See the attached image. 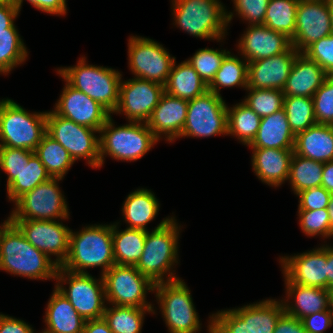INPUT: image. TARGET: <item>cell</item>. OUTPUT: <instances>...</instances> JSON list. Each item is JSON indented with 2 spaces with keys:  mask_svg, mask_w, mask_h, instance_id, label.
Wrapping results in <instances>:
<instances>
[{
  "mask_svg": "<svg viewBox=\"0 0 333 333\" xmlns=\"http://www.w3.org/2000/svg\"><path fill=\"white\" fill-rule=\"evenodd\" d=\"M58 265L8 220L0 229V270L30 279H55Z\"/></svg>",
  "mask_w": 333,
  "mask_h": 333,
  "instance_id": "1",
  "label": "cell"
},
{
  "mask_svg": "<svg viewBox=\"0 0 333 333\" xmlns=\"http://www.w3.org/2000/svg\"><path fill=\"white\" fill-rule=\"evenodd\" d=\"M113 265L112 224L90 225L82 231L70 232L69 254L61 266L74 273H88L87 268L101 267L103 275Z\"/></svg>",
  "mask_w": 333,
  "mask_h": 333,
  "instance_id": "2",
  "label": "cell"
},
{
  "mask_svg": "<svg viewBox=\"0 0 333 333\" xmlns=\"http://www.w3.org/2000/svg\"><path fill=\"white\" fill-rule=\"evenodd\" d=\"M179 231L174 217L162 220L152 232L146 231L144 250L135 267L154 284L179 279L170 270L178 263Z\"/></svg>",
  "mask_w": 333,
  "mask_h": 333,
  "instance_id": "3",
  "label": "cell"
},
{
  "mask_svg": "<svg viewBox=\"0 0 333 333\" xmlns=\"http://www.w3.org/2000/svg\"><path fill=\"white\" fill-rule=\"evenodd\" d=\"M177 26L195 37L220 41L225 36L232 12L219 0H172Z\"/></svg>",
  "mask_w": 333,
  "mask_h": 333,
  "instance_id": "4",
  "label": "cell"
},
{
  "mask_svg": "<svg viewBox=\"0 0 333 333\" xmlns=\"http://www.w3.org/2000/svg\"><path fill=\"white\" fill-rule=\"evenodd\" d=\"M84 58H80L77 65L58 69L57 72L70 86L82 91L113 114L119 101L122 75L112 68L88 65Z\"/></svg>",
  "mask_w": 333,
  "mask_h": 333,
  "instance_id": "5",
  "label": "cell"
},
{
  "mask_svg": "<svg viewBox=\"0 0 333 333\" xmlns=\"http://www.w3.org/2000/svg\"><path fill=\"white\" fill-rule=\"evenodd\" d=\"M110 116L100 130V167L104 156L109 155L121 161H136L142 158L158 139L146 123L130 122L114 127Z\"/></svg>",
  "mask_w": 333,
  "mask_h": 333,
  "instance_id": "6",
  "label": "cell"
},
{
  "mask_svg": "<svg viewBox=\"0 0 333 333\" xmlns=\"http://www.w3.org/2000/svg\"><path fill=\"white\" fill-rule=\"evenodd\" d=\"M47 112L29 113L11 99L0 101V146L35 151L46 133Z\"/></svg>",
  "mask_w": 333,
  "mask_h": 333,
  "instance_id": "7",
  "label": "cell"
},
{
  "mask_svg": "<svg viewBox=\"0 0 333 333\" xmlns=\"http://www.w3.org/2000/svg\"><path fill=\"white\" fill-rule=\"evenodd\" d=\"M57 290L73 305L85 320L103 318L105 311V286L103 276L94 279L89 273H74L58 267L56 278ZM69 284L66 289L60 283ZM60 284V285H59Z\"/></svg>",
  "mask_w": 333,
  "mask_h": 333,
  "instance_id": "8",
  "label": "cell"
},
{
  "mask_svg": "<svg viewBox=\"0 0 333 333\" xmlns=\"http://www.w3.org/2000/svg\"><path fill=\"white\" fill-rule=\"evenodd\" d=\"M154 290L170 333H196L200 321L189 288L181 279L156 283Z\"/></svg>",
  "mask_w": 333,
  "mask_h": 333,
  "instance_id": "9",
  "label": "cell"
},
{
  "mask_svg": "<svg viewBox=\"0 0 333 333\" xmlns=\"http://www.w3.org/2000/svg\"><path fill=\"white\" fill-rule=\"evenodd\" d=\"M99 131L79 125L72 120L47 112L46 133L60 143L76 161L87 159L93 168L100 167V139L94 133Z\"/></svg>",
  "mask_w": 333,
  "mask_h": 333,
  "instance_id": "10",
  "label": "cell"
},
{
  "mask_svg": "<svg viewBox=\"0 0 333 333\" xmlns=\"http://www.w3.org/2000/svg\"><path fill=\"white\" fill-rule=\"evenodd\" d=\"M105 298L115 306L154 308L146 301L155 284L135 266L113 265L103 275Z\"/></svg>",
  "mask_w": 333,
  "mask_h": 333,
  "instance_id": "11",
  "label": "cell"
},
{
  "mask_svg": "<svg viewBox=\"0 0 333 333\" xmlns=\"http://www.w3.org/2000/svg\"><path fill=\"white\" fill-rule=\"evenodd\" d=\"M51 178L39 184L33 190L24 193L15 201V210L9 220H56L68 219L69 211L66 199L61 193L58 181Z\"/></svg>",
  "mask_w": 333,
  "mask_h": 333,
  "instance_id": "12",
  "label": "cell"
},
{
  "mask_svg": "<svg viewBox=\"0 0 333 333\" xmlns=\"http://www.w3.org/2000/svg\"><path fill=\"white\" fill-rule=\"evenodd\" d=\"M227 105L222 96L207 90L188 101L186 122L181 137H209L228 135Z\"/></svg>",
  "mask_w": 333,
  "mask_h": 333,
  "instance_id": "13",
  "label": "cell"
},
{
  "mask_svg": "<svg viewBox=\"0 0 333 333\" xmlns=\"http://www.w3.org/2000/svg\"><path fill=\"white\" fill-rule=\"evenodd\" d=\"M128 41L129 67L135 77L165 85L175 57L152 39L132 36Z\"/></svg>",
  "mask_w": 333,
  "mask_h": 333,
  "instance_id": "14",
  "label": "cell"
},
{
  "mask_svg": "<svg viewBox=\"0 0 333 333\" xmlns=\"http://www.w3.org/2000/svg\"><path fill=\"white\" fill-rule=\"evenodd\" d=\"M165 92L164 85L141 78L121 80L119 101L113 113H123L129 122L146 123Z\"/></svg>",
  "mask_w": 333,
  "mask_h": 333,
  "instance_id": "15",
  "label": "cell"
},
{
  "mask_svg": "<svg viewBox=\"0 0 333 333\" xmlns=\"http://www.w3.org/2000/svg\"><path fill=\"white\" fill-rule=\"evenodd\" d=\"M31 245L48 257L56 256L55 263L61 267L69 254L71 230L56 220H10Z\"/></svg>",
  "mask_w": 333,
  "mask_h": 333,
  "instance_id": "16",
  "label": "cell"
},
{
  "mask_svg": "<svg viewBox=\"0 0 333 333\" xmlns=\"http://www.w3.org/2000/svg\"><path fill=\"white\" fill-rule=\"evenodd\" d=\"M331 33L327 0H299L292 46L302 53L309 45Z\"/></svg>",
  "mask_w": 333,
  "mask_h": 333,
  "instance_id": "17",
  "label": "cell"
},
{
  "mask_svg": "<svg viewBox=\"0 0 333 333\" xmlns=\"http://www.w3.org/2000/svg\"><path fill=\"white\" fill-rule=\"evenodd\" d=\"M53 110L57 115L100 132L111 114L98 102L67 82Z\"/></svg>",
  "mask_w": 333,
  "mask_h": 333,
  "instance_id": "18",
  "label": "cell"
},
{
  "mask_svg": "<svg viewBox=\"0 0 333 333\" xmlns=\"http://www.w3.org/2000/svg\"><path fill=\"white\" fill-rule=\"evenodd\" d=\"M280 259L284 276L290 282L327 289V245Z\"/></svg>",
  "mask_w": 333,
  "mask_h": 333,
  "instance_id": "19",
  "label": "cell"
},
{
  "mask_svg": "<svg viewBox=\"0 0 333 333\" xmlns=\"http://www.w3.org/2000/svg\"><path fill=\"white\" fill-rule=\"evenodd\" d=\"M299 54L291 46L281 54L249 62L247 89L283 90L295 58Z\"/></svg>",
  "mask_w": 333,
  "mask_h": 333,
  "instance_id": "20",
  "label": "cell"
},
{
  "mask_svg": "<svg viewBox=\"0 0 333 333\" xmlns=\"http://www.w3.org/2000/svg\"><path fill=\"white\" fill-rule=\"evenodd\" d=\"M238 44L244 60L248 63L281 54L292 46L291 39L285 34L263 24L248 25Z\"/></svg>",
  "mask_w": 333,
  "mask_h": 333,
  "instance_id": "21",
  "label": "cell"
},
{
  "mask_svg": "<svg viewBox=\"0 0 333 333\" xmlns=\"http://www.w3.org/2000/svg\"><path fill=\"white\" fill-rule=\"evenodd\" d=\"M187 112L188 101L164 92L146 124L158 140L165 134L172 142L181 135Z\"/></svg>",
  "mask_w": 333,
  "mask_h": 333,
  "instance_id": "22",
  "label": "cell"
},
{
  "mask_svg": "<svg viewBox=\"0 0 333 333\" xmlns=\"http://www.w3.org/2000/svg\"><path fill=\"white\" fill-rule=\"evenodd\" d=\"M252 150V167L262 182L278 187L288 180L294 149L252 148Z\"/></svg>",
  "mask_w": 333,
  "mask_h": 333,
  "instance_id": "23",
  "label": "cell"
},
{
  "mask_svg": "<svg viewBox=\"0 0 333 333\" xmlns=\"http://www.w3.org/2000/svg\"><path fill=\"white\" fill-rule=\"evenodd\" d=\"M329 75L315 62L300 53L293 63L283 88L284 97H313Z\"/></svg>",
  "mask_w": 333,
  "mask_h": 333,
  "instance_id": "24",
  "label": "cell"
},
{
  "mask_svg": "<svg viewBox=\"0 0 333 333\" xmlns=\"http://www.w3.org/2000/svg\"><path fill=\"white\" fill-rule=\"evenodd\" d=\"M287 298L294 296L295 305L284 304L285 313L301 320L302 318L330 308V290L319 287L302 286L290 282L285 277Z\"/></svg>",
  "mask_w": 333,
  "mask_h": 333,
  "instance_id": "25",
  "label": "cell"
},
{
  "mask_svg": "<svg viewBox=\"0 0 333 333\" xmlns=\"http://www.w3.org/2000/svg\"><path fill=\"white\" fill-rule=\"evenodd\" d=\"M294 153L314 161L333 160V125L314 124L295 136Z\"/></svg>",
  "mask_w": 333,
  "mask_h": 333,
  "instance_id": "26",
  "label": "cell"
},
{
  "mask_svg": "<svg viewBox=\"0 0 333 333\" xmlns=\"http://www.w3.org/2000/svg\"><path fill=\"white\" fill-rule=\"evenodd\" d=\"M85 321L55 287L46 308L47 328L41 333H83Z\"/></svg>",
  "mask_w": 333,
  "mask_h": 333,
  "instance_id": "27",
  "label": "cell"
},
{
  "mask_svg": "<svg viewBox=\"0 0 333 333\" xmlns=\"http://www.w3.org/2000/svg\"><path fill=\"white\" fill-rule=\"evenodd\" d=\"M295 135L290 129L284 109L261 118L251 148L294 149Z\"/></svg>",
  "mask_w": 333,
  "mask_h": 333,
  "instance_id": "28",
  "label": "cell"
},
{
  "mask_svg": "<svg viewBox=\"0 0 333 333\" xmlns=\"http://www.w3.org/2000/svg\"><path fill=\"white\" fill-rule=\"evenodd\" d=\"M175 63L176 61H174L168 80L164 85L166 93L190 101L208 90V86L187 61L178 66Z\"/></svg>",
  "mask_w": 333,
  "mask_h": 333,
  "instance_id": "29",
  "label": "cell"
},
{
  "mask_svg": "<svg viewBox=\"0 0 333 333\" xmlns=\"http://www.w3.org/2000/svg\"><path fill=\"white\" fill-rule=\"evenodd\" d=\"M159 202L151 190L138 189L128 195L122 212L130 229L148 231L146 225L153 220L159 211Z\"/></svg>",
  "mask_w": 333,
  "mask_h": 333,
  "instance_id": "30",
  "label": "cell"
},
{
  "mask_svg": "<svg viewBox=\"0 0 333 333\" xmlns=\"http://www.w3.org/2000/svg\"><path fill=\"white\" fill-rule=\"evenodd\" d=\"M117 226L118 223L112 225L115 264L135 266L144 250L146 231L130 228L119 231Z\"/></svg>",
  "mask_w": 333,
  "mask_h": 333,
  "instance_id": "31",
  "label": "cell"
},
{
  "mask_svg": "<svg viewBox=\"0 0 333 333\" xmlns=\"http://www.w3.org/2000/svg\"><path fill=\"white\" fill-rule=\"evenodd\" d=\"M52 178H62L75 162L68 151L45 133L34 151Z\"/></svg>",
  "mask_w": 333,
  "mask_h": 333,
  "instance_id": "32",
  "label": "cell"
},
{
  "mask_svg": "<svg viewBox=\"0 0 333 333\" xmlns=\"http://www.w3.org/2000/svg\"><path fill=\"white\" fill-rule=\"evenodd\" d=\"M324 163L307 159L293 153L288 180L295 194L310 188L319 187L322 183Z\"/></svg>",
  "mask_w": 333,
  "mask_h": 333,
  "instance_id": "33",
  "label": "cell"
},
{
  "mask_svg": "<svg viewBox=\"0 0 333 333\" xmlns=\"http://www.w3.org/2000/svg\"><path fill=\"white\" fill-rule=\"evenodd\" d=\"M228 112V133L238 137V139L249 146L255 139L260 127L261 117H259L243 101L232 108L227 107Z\"/></svg>",
  "mask_w": 333,
  "mask_h": 333,
  "instance_id": "34",
  "label": "cell"
},
{
  "mask_svg": "<svg viewBox=\"0 0 333 333\" xmlns=\"http://www.w3.org/2000/svg\"><path fill=\"white\" fill-rule=\"evenodd\" d=\"M51 178L40 158L33 152L29 157L28 165H24L17 174V178L7 186L9 200L15 202L24 193L33 190L36 186Z\"/></svg>",
  "mask_w": 333,
  "mask_h": 333,
  "instance_id": "35",
  "label": "cell"
},
{
  "mask_svg": "<svg viewBox=\"0 0 333 333\" xmlns=\"http://www.w3.org/2000/svg\"><path fill=\"white\" fill-rule=\"evenodd\" d=\"M105 307L103 318L113 333H141L144 315L153 308L115 306Z\"/></svg>",
  "mask_w": 333,
  "mask_h": 333,
  "instance_id": "36",
  "label": "cell"
},
{
  "mask_svg": "<svg viewBox=\"0 0 333 333\" xmlns=\"http://www.w3.org/2000/svg\"><path fill=\"white\" fill-rule=\"evenodd\" d=\"M299 0H269L263 25L292 39Z\"/></svg>",
  "mask_w": 333,
  "mask_h": 333,
  "instance_id": "37",
  "label": "cell"
},
{
  "mask_svg": "<svg viewBox=\"0 0 333 333\" xmlns=\"http://www.w3.org/2000/svg\"><path fill=\"white\" fill-rule=\"evenodd\" d=\"M248 62L241 61L229 52L222 61L221 67L216 72L212 82L208 85V90L220 95L222 87L241 86L247 89Z\"/></svg>",
  "mask_w": 333,
  "mask_h": 333,
  "instance_id": "38",
  "label": "cell"
},
{
  "mask_svg": "<svg viewBox=\"0 0 333 333\" xmlns=\"http://www.w3.org/2000/svg\"><path fill=\"white\" fill-rule=\"evenodd\" d=\"M283 109L286 112L290 129L295 136L316 124L312 97H284Z\"/></svg>",
  "mask_w": 333,
  "mask_h": 333,
  "instance_id": "39",
  "label": "cell"
},
{
  "mask_svg": "<svg viewBox=\"0 0 333 333\" xmlns=\"http://www.w3.org/2000/svg\"><path fill=\"white\" fill-rule=\"evenodd\" d=\"M209 318L212 319V333H252L251 304L218 311Z\"/></svg>",
  "mask_w": 333,
  "mask_h": 333,
  "instance_id": "40",
  "label": "cell"
},
{
  "mask_svg": "<svg viewBox=\"0 0 333 333\" xmlns=\"http://www.w3.org/2000/svg\"><path fill=\"white\" fill-rule=\"evenodd\" d=\"M267 299L251 304V332L273 333L279 318L285 313L284 304Z\"/></svg>",
  "mask_w": 333,
  "mask_h": 333,
  "instance_id": "41",
  "label": "cell"
},
{
  "mask_svg": "<svg viewBox=\"0 0 333 333\" xmlns=\"http://www.w3.org/2000/svg\"><path fill=\"white\" fill-rule=\"evenodd\" d=\"M249 92L244 103L259 117H265L283 109L284 94L277 89H247Z\"/></svg>",
  "mask_w": 333,
  "mask_h": 333,
  "instance_id": "42",
  "label": "cell"
},
{
  "mask_svg": "<svg viewBox=\"0 0 333 333\" xmlns=\"http://www.w3.org/2000/svg\"><path fill=\"white\" fill-rule=\"evenodd\" d=\"M27 53L19 34H0V73L7 74L24 62Z\"/></svg>",
  "mask_w": 333,
  "mask_h": 333,
  "instance_id": "43",
  "label": "cell"
},
{
  "mask_svg": "<svg viewBox=\"0 0 333 333\" xmlns=\"http://www.w3.org/2000/svg\"><path fill=\"white\" fill-rule=\"evenodd\" d=\"M229 53L226 50H214L209 48L199 49L194 56L186 60L200 78L208 86L214 79L216 72L221 67L222 61Z\"/></svg>",
  "mask_w": 333,
  "mask_h": 333,
  "instance_id": "44",
  "label": "cell"
},
{
  "mask_svg": "<svg viewBox=\"0 0 333 333\" xmlns=\"http://www.w3.org/2000/svg\"><path fill=\"white\" fill-rule=\"evenodd\" d=\"M298 213L300 227L307 236L322 235L326 238L333 236L327 209L298 210Z\"/></svg>",
  "mask_w": 333,
  "mask_h": 333,
  "instance_id": "45",
  "label": "cell"
},
{
  "mask_svg": "<svg viewBox=\"0 0 333 333\" xmlns=\"http://www.w3.org/2000/svg\"><path fill=\"white\" fill-rule=\"evenodd\" d=\"M316 123L333 125V76H328L313 95Z\"/></svg>",
  "mask_w": 333,
  "mask_h": 333,
  "instance_id": "46",
  "label": "cell"
},
{
  "mask_svg": "<svg viewBox=\"0 0 333 333\" xmlns=\"http://www.w3.org/2000/svg\"><path fill=\"white\" fill-rule=\"evenodd\" d=\"M33 151L0 146V168L8 175L7 186L17 178L24 165H28Z\"/></svg>",
  "mask_w": 333,
  "mask_h": 333,
  "instance_id": "47",
  "label": "cell"
},
{
  "mask_svg": "<svg viewBox=\"0 0 333 333\" xmlns=\"http://www.w3.org/2000/svg\"><path fill=\"white\" fill-rule=\"evenodd\" d=\"M302 53L333 76V33L312 43Z\"/></svg>",
  "mask_w": 333,
  "mask_h": 333,
  "instance_id": "48",
  "label": "cell"
},
{
  "mask_svg": "<svg viewBox=\"0 0 333 333\" xmlns=\"http://www.w3.org/2000/svg\"><path fill=\"white\" fill-rule=\"evenodd\" d=\"M233 2L236 14L249 21V25L264 23L269 0H233Z\"/></svg>",
  "mask_w": 333,
  "mask_h": 333,
  "instance_id": "49",
  "label": "cell"
},
{
  "mask_svg": "<svg viewBox=\"0 0 333 333\" xmlns=\"http://www.w3.org/2000/svg\"><path fill=\"white\" fill-rule=\"evenodd\" d=\"M299 196L298 210H320L327 209L331 193L324 187H314L296 194Z\"/></svg>",
  "mask_w": 333,
  "mask_h": 333,
  "instance_id": "50",
  "label": "cell"
},
{
  "mask_svg": "<svg viewBox=\"0 0 333 333\" xmlns=\"http://www.w3.org/2000/svg\"><path fill=\"white\" fill-rule=\"evenodd\" d=\"M333 312L331 308L308 315L301 319L307 333H325L333 325Z\"/></svg>",
  "mask_w": 333,
  "mask_h": 333,
  "instance_id": "51",
  "label": "cell"
},
{
  "mask_svg": "<svg viewBox=\"0 0 333 333\" xmlns=\"http://www.w3.org/2000/svg\"><path fill=\"white\" fill-rule=\"evenodd\" d=\"M18 14L14 3L0 4V34H19L13 21Z\"/></svg>",
  "mask_w": 333,
  "mask_h": 333,
  "instance_id": "52",
  "label": "cell"
},
{
  "mask_svg": "<svg viewBox=\"0 0 333 333\" xmlns=\"http://www.w3.org/2000/svg\"><path fill=\"white\" fill-rule=\"evenodd\" d=\"M36 9L49 14L64 15L67 12V6L62 0H27ZM23 0H15L14 4L20 12Z\"/></svg>",
  "mask_w": 333,
  "mask_h": 333,
  "instance_id": "53",
  "label": "cell"
},
{
  "mask_svg": "<svg viewBox=\"0 0 333 333\" xmlns=\"http://www.w3.org/2000/svg\"><path fill=\"white\" fill-rule=\"evenodd\" d=\"M0 333H34L23 320L0 314Z\"/></svg>",
  "mask_w": 333,
  "mask_h": 333,
  "instance_id": "54",
  "label": "cell"
},
{
  "mask_svg": "<svg viewBox=\"0 0 333 333\" xmlns=\"http://www.w3.org/2000/svg\"><path fill=\"white\" fill-rule=\"evenodd\" d=\"M273 333H307L301 320L284 313L276 323Z\"/></svg>",
  "mask_w": 333,
  "mask_h": 333,
  "instance_id": "55",
  "label": "cell"
},
{
  "mask_svg": "<svg viewBox=\"0 0 333 333\" xmlns=\"http://www.w3.org/2000/svg\"><path fill=\"white\" fill-rule=\"evenodd\" d=\"M83 333H113L104 318L86 320Z\"/></svg>",
  "mask_w": 333,
  "mask_h": 333,
  "instance_id": "56",
  "label": "cell"
},
{
  "mask_svg": "<svg viewBox=\"0 0 333 333\" xmlns=\"http://www.w3.org/2000/svg\"><path fill=\"white\" fill-rule=\"evenodd\" d=\"M321 186L333 193V160L324 163Z\"/></svg>",
  "mask_w": 333,
  "mask_h": 333,
  "instance_id": "57",
  "label": "cell"
},
{
  "mask_svg": "<svg viewBox=\"0 0 333 333\" xmlns=\"http://www.w3.org/2000/svg\"><path fill=\"white\" fill-rule=\"evenodd\" d=\"M333 288V247L327 246V289Z\"/></svg>",
  "mask_w": 333,
  "mask_h": 333,
  "instance_id": "58",
  "label": "cell"
},
{
  "mask_svg": "<svg viewBox=\"0 0 333 333\" xmlns=\"http://www.w3.org/2000/svg\"><path fill=\"white\" fill-rule=\"evenodd\" d=\"M327 211H328V214H329V221H330L331 230L333 231V193L331 194V197L329 199V204L327 206Z\"/></svg>",
  "mask_w": 333,
  "mask_h": 333,
  "instance_id": "59",
  "label": "cell"
},
{
  "mask_svg": "<svg viewBox=\"0 0 333 333\" xmlns=\"http://www.w3.org/2000/svg\"><path fill=\"white\" fill-rule=\"evenodd\" d=\"M328 9L330 13V20H331V26H332V33H333V0H327Z\"/></svg>",
  "mask_w": 333,
  "mask_h": 333,
  "instance_id": "60",
  "label": "cell"
},
{
  "mask_svg": "<svg viewBox=\"0 0 333 333\" xmlns=\"http://www.w3.org/2000/svg\"><path fill=\"white\" fill-rule=\"evenodd\" d=\"M330 308L333 311V288L330 289Z\"/></svg>",
  "mask_w": 333,
  "mask_h": 333,
  "instance_id": "61",
  "label": "cell"
},
{
  "mask_svg": "<svg viewBox=\"0 0 333 333\" xmlns=\"http://www.w3.org/2000/svg\"><path fill=\"white\" fill-rule=\"evenodd\" d=\"M15 0H0V4L14 3Z\"/></svg>",
  "mask_w": 333,
  "mask_h": 333,
  "instance_id": "62",
  "label": "cell"
},
{
  "mask_svg": "<svg viewBox=\"0 0 333 333\" xmlns=\"http://www.w3.org/2000/svg\"><path fill=\"white\" fill-rule=\"evenodd\" d=\"M210 324L208 325V331L209 333H212V319H210Z\"/></svg>",
  "mask_w": 333,
  "mask_h": 333,
  "instance_id": "63",
  "label": "cell"
},
{
  "mask_svg": "<svg viewBox=\"0 0 333 333\" xmlns=\"http://www.w3.org/2000/svg\"><path fill=\"white\" fill-rule=\"evenodd\" d=\"M9 219H7L6 221L3 222V224L1 225L0 229L2 228V226L8 221Z\"/></svg>",
  "mask_w": 333,
  "mask_h": 333,
  "instance_id": "64",
  "label": "cell"
}]
</instances>
